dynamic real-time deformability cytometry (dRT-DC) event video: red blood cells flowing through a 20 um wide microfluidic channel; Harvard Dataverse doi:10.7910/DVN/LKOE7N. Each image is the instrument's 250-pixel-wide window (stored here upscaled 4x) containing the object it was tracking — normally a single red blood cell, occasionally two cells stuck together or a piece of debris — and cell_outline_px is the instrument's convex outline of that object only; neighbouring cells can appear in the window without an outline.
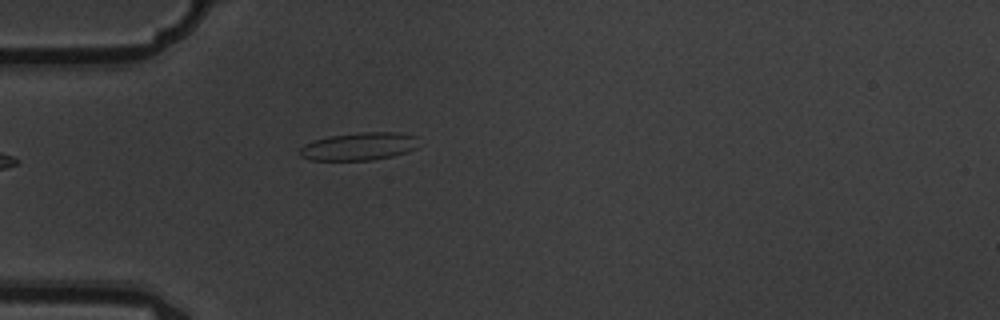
{"species": "common noctule bat (a hibernating species)", "species_latin": "Nyctalus noctula", "temperature_condition": "warm", "stored_images_in_passage": 6, "camera_frame_rate_fps": 3000, "um_per_image_px": 0.085, "animal": {"sex": "male", "body_mass_g": 19.5, "forearm_length_mm": 54.6}, "frame": {"image": 1, "passage_image": 6, "time_ms": 1.667, "image_size_px": [1000, 320], "cell_outline_px": [[420, 136], [416, 148], [408, 152], [392, 156], [372, 160], [312, 160], [300, 156], [300, 148], [304, 144], [312, 140], [332, 136], [360, 132], [400, 132]], "centroid_in_image_um": [30.57, 12.43], "position_along_channel_um": 54.4, "area_um2": 19.48}}